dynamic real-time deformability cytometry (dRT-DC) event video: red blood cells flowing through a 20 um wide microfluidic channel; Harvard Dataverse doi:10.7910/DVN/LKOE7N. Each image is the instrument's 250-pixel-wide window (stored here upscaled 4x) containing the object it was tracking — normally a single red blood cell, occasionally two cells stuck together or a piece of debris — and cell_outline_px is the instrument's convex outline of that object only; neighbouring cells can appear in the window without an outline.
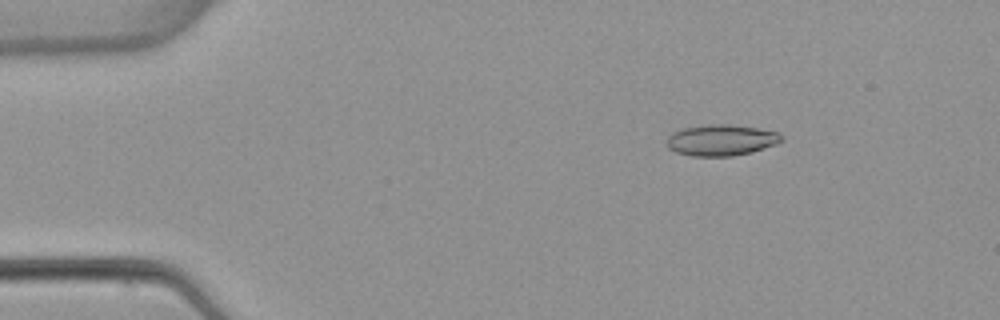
{"species": "common noctule bat (a hibernating species)", "species_latin": "Nyctalus noctula", "temperature_condition": "warm", "stored_images_in_passage": 5, "camera_frame_rate_fps": 3000, "um_per_image_px": 0.085, "animal": {"sex": "female", "body_mass_g": 22.7, "forearm_length_mm": 54.2}, "frame": {"image": 1, "passage_image": 3, "time_ms": 2.333, "image_size_px": [1000, 320], "cell_outline_px": [[784, 140], [776, 144], [752, 152], [732, 156], [692, 156], [676, 152], [668, 148], [668, 136], [684, 128], [704, 124], [728, 124], [756, 128], [776, 132], [784, 136]], "centroid_in_image_um": [61.33, 11.91], "position_along_channel_um": 23.7, "area_um2": 20.69}}